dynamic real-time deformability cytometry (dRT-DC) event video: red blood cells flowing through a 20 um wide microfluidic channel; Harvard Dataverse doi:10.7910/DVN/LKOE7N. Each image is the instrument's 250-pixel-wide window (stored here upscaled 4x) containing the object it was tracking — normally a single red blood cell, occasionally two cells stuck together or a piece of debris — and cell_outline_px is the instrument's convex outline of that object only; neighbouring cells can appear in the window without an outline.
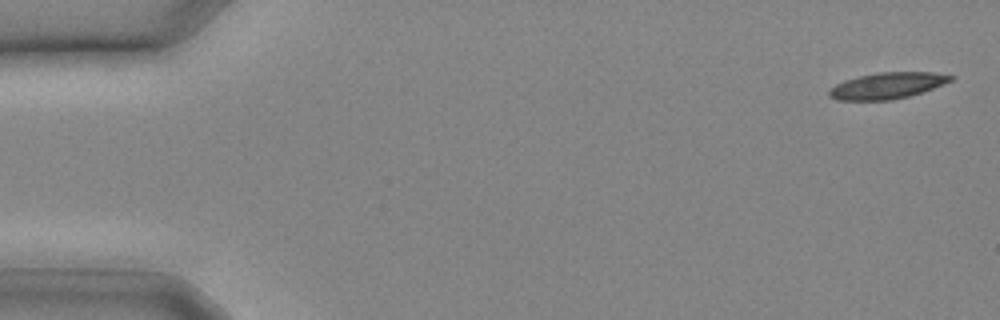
{"species": "common noctule bat (a hibernating species)", "species_latin": "Nyctalus noctula", "temperature_condition": "cold", "stored_images_in_passage": 6, "camera_frame_rate_fps": 3000, "um_per_image_px": 0.085, "animal": {"sex": "male", "body_mass_g": 20.4}, "frame": {"image": 1, "passage_image": 1, "time_ms": 0.0, "image_size_px": [1000, 320], "cell_outline_px": [[956, 76], [952, 80], [932, 88], [908, 96], [892, 100], [836, 100], [828, 96], [828, 92], [836, 84], [844, 80], [860, 76], [880, 72], [932, 72]], "centroid_in_image_um": [75.4, 7.28], "position_along_channel_um": 9.6, "area_um2": 18.38}}